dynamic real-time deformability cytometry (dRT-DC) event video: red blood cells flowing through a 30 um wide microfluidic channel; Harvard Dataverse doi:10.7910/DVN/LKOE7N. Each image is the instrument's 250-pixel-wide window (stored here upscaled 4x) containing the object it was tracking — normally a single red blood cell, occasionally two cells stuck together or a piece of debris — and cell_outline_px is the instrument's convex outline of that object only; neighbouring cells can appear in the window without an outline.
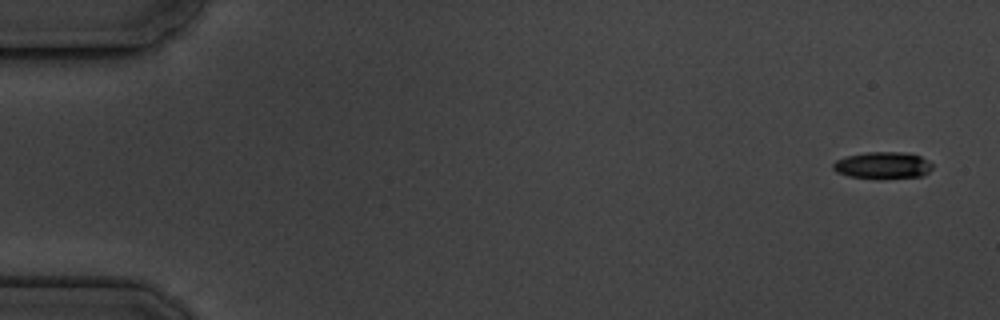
{"species": "common noctule bat (a hibernating species)", "species_latin": "Nyctalus noctula", "temperature_condition": "cold", "stored_images_in_passage": 17, "camera_frame_rate_fps": 3000, "um_per_image_px": 0.085, "animal": {"sex": "male", "body_mass_g": 19.5, "forearm_length_mm": 54.6}, "frame": {"image": 1, "passage_image": 1, "time_ms": 0.0, "image_size_px": [1000, 320], "cell_outline_px": [[932, 168], [924, 176], [880, 180], [848, 176], [836, 172], [832, 168], [832, 164], [836, 160], [848, 156], [868, 152], [900, 152], [920, 156], [928, 160], [932, 164]], "centroid_in_image_um": [75.04, 14.08], "position_along_channel_um": 10.0, "area_um2": 15.84}}
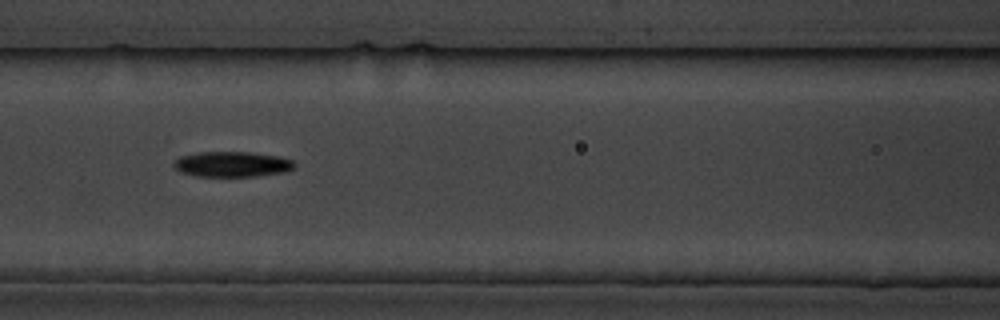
{"frame": {"image": 2, "passage_image": 8, "time_ms": 7.667, "image_size_px": [1000, 320], "cell_outline_px": [[296, 164], [288, 172], [256, 176], [196, 176], [180, 172], [172, 164], [180, 156], [200, 152], [252, 152], [280, 156], [292, 160]], "centroid_in_image_um": [19.76, 13.95], "position_along_channel_um": 146.8, "area_um2": 17.92}}
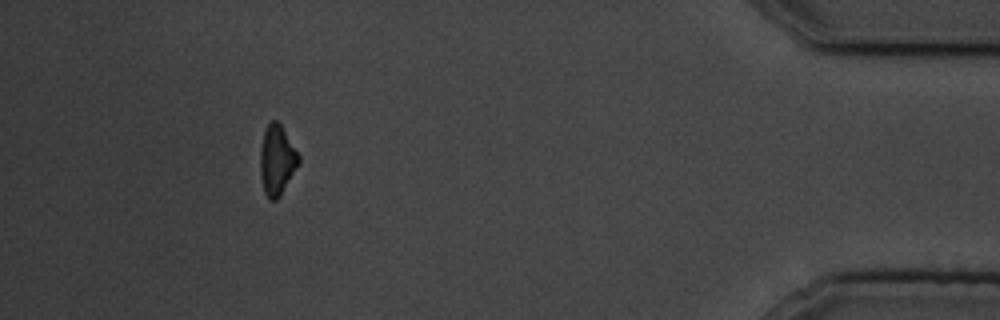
{"frame": {"image": 3, "passage_image": 16, "time_ms": 16.667, "image_size_px": [1000, 320], "cell_outline_px": [[300, 164], [280, 196], [276, 200], [268, 200], [264, 192], [260, 176], [260, 148], [264, 132], [268, 124], [272, 120], [276, 120], [280, 124], [300, 156]], "centroid_in_image_um": [23.54, 13.65], "position_along_channel_um": 411.7, "area_um2": 15.78}, "authors_computed_cell_mechanics": {"area_um2": 16.2418, "velocity_mm_per_s": 3.5634, "shape_relaxation_time_tau1_ms": 2.5393, "shape_relaxation_time_tau2_ms": null, "deformation_change_tau1": 0.1496, "deformation_change_tau2": null}}